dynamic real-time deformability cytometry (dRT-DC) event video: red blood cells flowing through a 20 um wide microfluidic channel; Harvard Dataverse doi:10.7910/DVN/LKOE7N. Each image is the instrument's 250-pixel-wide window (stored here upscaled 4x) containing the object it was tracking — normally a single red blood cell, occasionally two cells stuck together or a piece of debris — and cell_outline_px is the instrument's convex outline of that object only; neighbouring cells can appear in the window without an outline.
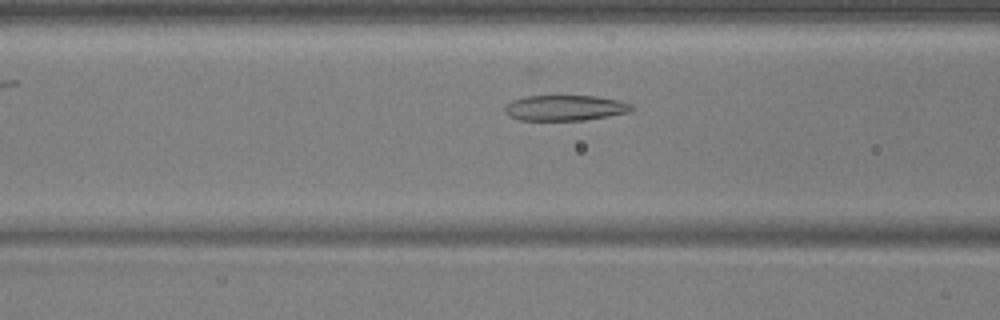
{"species": "common noctule bat (a hibernating species)", "species_latin": "Nyctalus noctula", "temperature_condition": "warm", "stored_images_in_passage": 44, "camera_frame_rate_fps": 3000, "um_per_image_px": 0.085, "animal": {"sex": "male", "body_mass_g": 17.9, "forearm_length_mm": 54.2}, "frame": {"image": 1, "passage_image": 19, "time_ms": 6.0, "image_size_px": [1000, 320], "cell_outline_px": [[636, 108], [628, 112], [608, 116], [584, 120], [520, 120], [508, 116], [504, 112], [504, 104], [512, 100], [524, 96], [596, 96], [620, 100], [632, 104]], "centroid_in_image_um": [48.01, 9.16], "position_along_channel_um": 118.6, "area_um2": 19.07}}
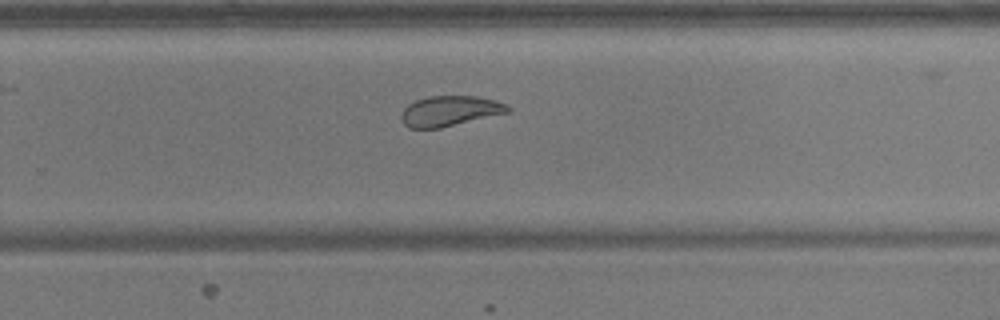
{"frame": {"image": 2, "passage_image": 33, "time_ms": 10.667, "image_size_px": [1000, 320], "cell_outline_px": [[512, 112], [440, 128], [408, 128], [404, 124], [400, 116], [404, 108], [408, 104], [416, 100], [428, 96], [476, 96], [496, 100], [512, 108]], "centroid_in_image_um": [38.26, 9.43], "position_along_channel_um": 291.5, "area_um2": 18.96}}
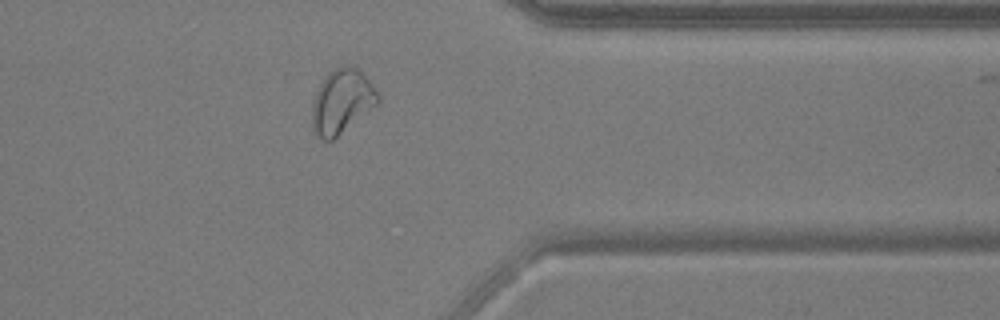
{"frame": {"image": 3, "passage_image": 41, "time_ms": 13.333, "image_size_px": [1000, 320], "cell_outline_px": [[380, 100], [376, 104], [332, 140], [324, 140], [312, 128], [312, 100], [320, 84], [328, 72], [332, 68], [340, 64], [348, 64], [360, 68], [372, 84], [380, 96]], "centroid_in_image_um": [29.05, 8.54], "position_along_channel_um": 382.4, "area_um2": 24.57}}